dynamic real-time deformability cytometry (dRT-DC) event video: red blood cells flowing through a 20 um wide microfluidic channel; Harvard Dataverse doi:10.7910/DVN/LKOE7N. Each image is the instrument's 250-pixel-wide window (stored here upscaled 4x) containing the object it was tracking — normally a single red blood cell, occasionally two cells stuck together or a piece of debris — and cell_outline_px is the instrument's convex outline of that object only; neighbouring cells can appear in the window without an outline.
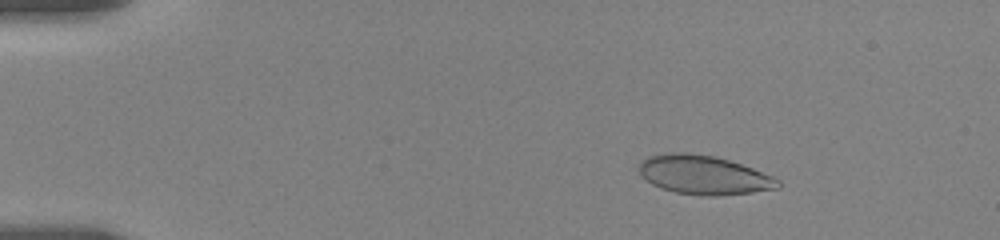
{"species": "human", "species_latin": "Homo sapiens", "temperature_condition": "room temperature", "stored_images_in_passage": 46, "camera_frame_rate_fps": 3000, "um_per_image_px": 0.085, "donor": {"sex": "female"}, "frame": {"image": 1, "passage_image": 7, "time_ms": 2.667, "image_size_px": [1000, 240], "cell_outline_px": [[780, 188], [752, 192], [716, 196], [700, 196], [676, 192], [660, 188], [652, 184], [640, 172], [640, 164], [648, 156], [664, 152], [688, 152], [716, 156], [776, 176], [780, 180]], "centroid_in_image_um": [59.86, 14.87], "position_along_channel_um": 25.1, "area_um2": 31.67}}
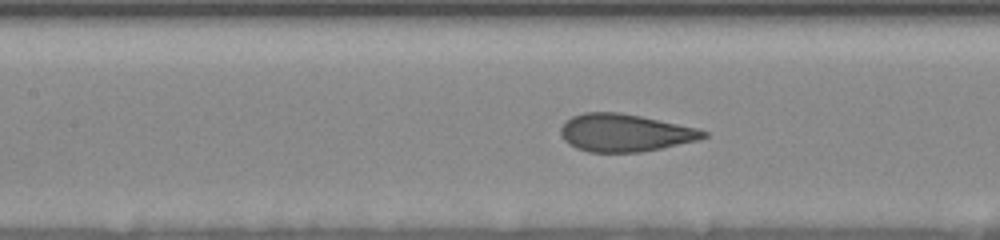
{"frame": {"image": 2, "passage_image": 31, "time_ms": 8.667, "image_size_px": [1000, 240], "cell_outline_px": [[708, 136], [700, 140], [640, 152], [588, 152], [576, 148], [568, 144], [564, 140], [560, 132], [560, 128], [564, 120], [572, 116], [584, 112], [620, 112], [640, 116], [696, 128], [708, 132]], "centroid_in_image_um": [53.07, 11.28], "position_along_channel_um": 154.3, "area_um2": 31.33}}
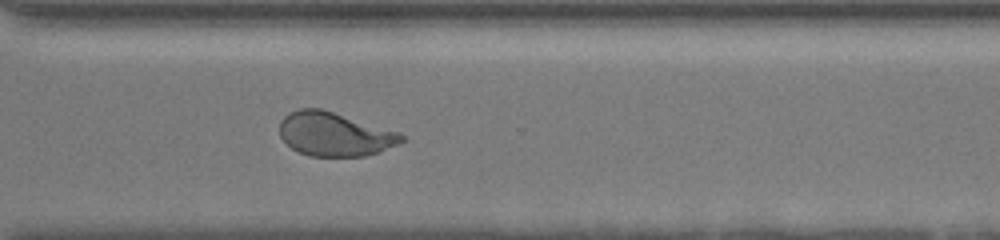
{"frame": {"image": 3, "passage_image": 46, "time_ms": 14.0, "image_size_px": [1000, 240], "cell_outline_px": [[404, 140], [380, 152], [364, 156], [308, 156], [292, 148], [280, 136], [280, 120], [288, 112], [300, 108], [320, 108], [400, 132], [404, 136]], "centroid_in_image_um": [28.43, 11.4], "position_along_channel_um": 342.2, "area_um2": 31.04}}